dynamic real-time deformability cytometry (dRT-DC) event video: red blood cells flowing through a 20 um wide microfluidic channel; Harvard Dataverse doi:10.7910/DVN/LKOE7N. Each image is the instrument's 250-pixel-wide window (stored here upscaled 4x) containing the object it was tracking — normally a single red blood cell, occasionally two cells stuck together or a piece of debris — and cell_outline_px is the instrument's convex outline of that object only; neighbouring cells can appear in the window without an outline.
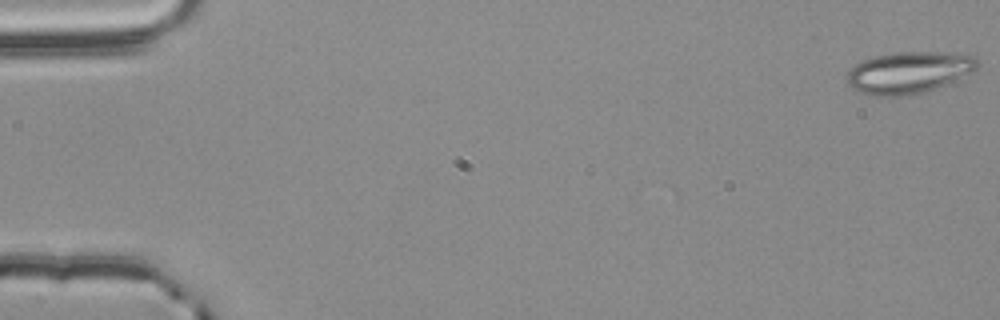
{"species": "common noctule bat (a hibernating species)", "species_latin": "Nyctalus noctula", "temperature_condition": "room temperature", "stored_images_in_passage": 15, "camera_frame_rate_fps": 3000, "um_per_image_px": 0.085, "animal": {"sex": "male", "body_mass_g": 20.4}, "frame": {"image": 1, "passage_image": 1, "time_ms": 0.0, "image_size_px": [1000, 320], "cell_outline_px": [[980, 64], [972, 72], [936, 88], [924, 92], [908, 96], [872, 96], [856, 92], [848, 84], [848, 72], [860, 60], [876, 56], [896, 52], [956, 52], [976, 56], [980, 60]], "centroid_in_image_um": [77.27, 6.16], "position_along_channel_um": 7.7, "area_um2": 32.08}}